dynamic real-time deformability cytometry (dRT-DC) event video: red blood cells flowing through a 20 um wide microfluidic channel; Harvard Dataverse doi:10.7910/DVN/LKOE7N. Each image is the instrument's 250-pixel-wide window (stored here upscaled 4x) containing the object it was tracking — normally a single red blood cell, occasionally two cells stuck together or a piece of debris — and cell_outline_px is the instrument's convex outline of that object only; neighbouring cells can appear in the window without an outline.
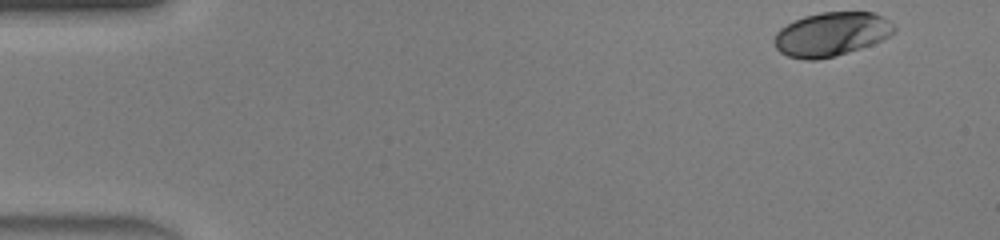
{"species": "human", "species_latin": "Homo sapiens", "temperature_condition": "warm", "stored_images_in_passage": 44, "camera_frame_rate_fps": 3000, "um_per_image_px": 0.085, "donor": {"sex": "male"}, "frame": {"image": 1, "passage_image": 1, "time_ms": 0.0, "image_size_px": [1000, 240], "cell_outline_px": [[896, 32], [872, 44], [860, 48], [832, 56], [816, 60], [804, 60], [788, 56], [780, 52], [776, 48], [772, 40], [776, 32], [780, 28], [804, 16], [820, 12], [872, 12], [888, 20], [896, 28]], "centroid_in_image_um": [70.63, 2.9], "position_along_channel_um": 14.4, "area_um2": 30.46}}
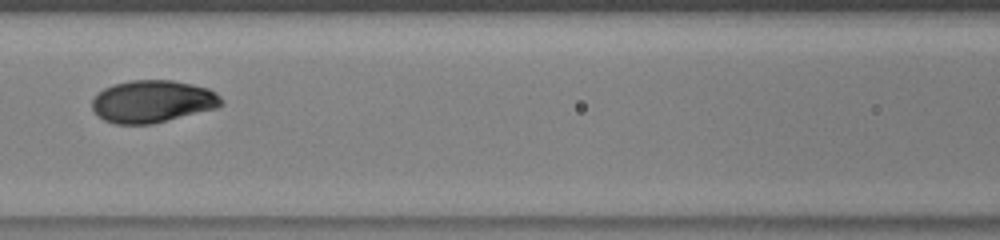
{"frame": {"image": 2, "passage_image": 19, "time_ms": 6.0, "image_size_px": [1000, 240], "cell_outline_px": [[224, 104], [216, 108], [152, 124], [116, 124], [104, 120], [92, 108], [92, 100], [104, 88], [112, 84], [132, 80], [172, 80], [192, 84], [208, 88], [216, 92], [224, 100]], "centroid_in_image_um": [13.0, 8.61], "position_along_channel_um": 153.6, "area_um2": 31.85}}
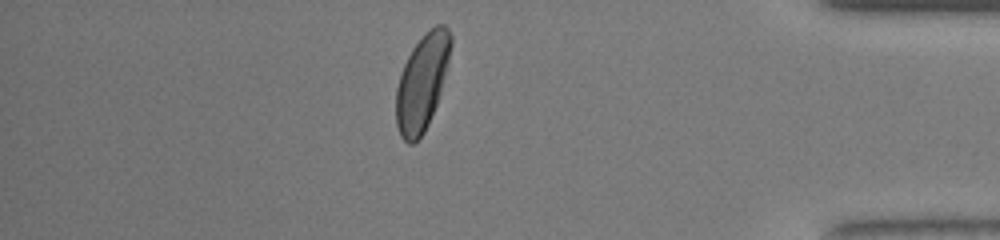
{"frame": {"image": 3, "passage_image": 38, "time_ms": 12.333, "image_size_px": [1000, 240], "cell_outline_px": [[452, 44], [448, 60], [436, 104], [428, 124], [424, 132], [412, 144], [408, 144], [400, 136], [396, 124], [396, 88], [404, 64], [412, 48], [424, 32], [436, 24], [444, 24], [448, 28], [452, 36]], "centroid_in_image_um": [35.86, 6.97], "position_along_channel_um": 399.3, "area_um2": 30.29}, "authors_computed_cell_mechanics": {"area_um2": 31.0964, "velocity_mm_per_s": 4.4422, "shape_relaxation_time_tau1_ms": 1.8865, "shape_relaxation_time_tau2_ms": null, "deformation_change_tau1": 0.138, "deformation_change_tau2": null}}